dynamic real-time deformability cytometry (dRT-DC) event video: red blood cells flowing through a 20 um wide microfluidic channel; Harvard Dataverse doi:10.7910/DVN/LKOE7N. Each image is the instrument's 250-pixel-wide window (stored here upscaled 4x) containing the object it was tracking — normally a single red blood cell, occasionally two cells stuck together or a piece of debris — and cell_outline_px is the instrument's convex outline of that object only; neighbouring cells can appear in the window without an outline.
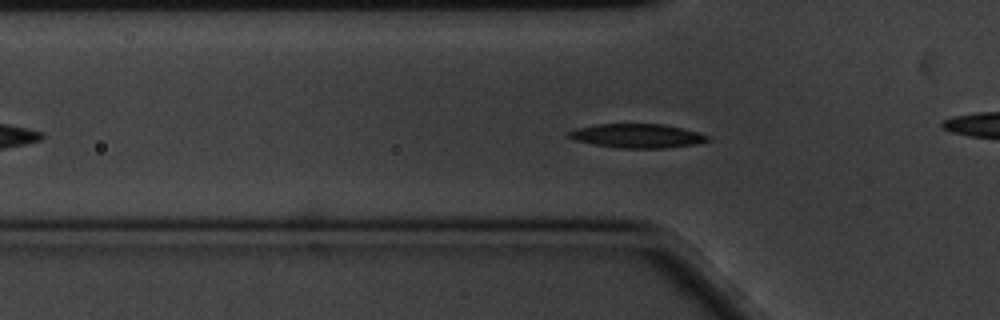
{"species": "common noctule bat (a hibernating species)", "species_latin": "Nyctalus noctula", "temperature_condition": "cold", "stored_images_in_passage": 45, "camera_frame_rate_fps": 3000, "um_per_image_px": 0.085, "animal": {"sex": "male", "body_mass_g": 20.1, "forearm_length_mm": 53.5}, "frame": {"image": 1, "passage_image": 14, "time_ms": 4.333, "image_size_px": [1000, 320], "cell_outline_px": [[712, 140], [696, 144], [664, 148], [616, 148], [572, 140], [568, 136], [568, 132], [576, 128], [596, 124], [664, 124], [712, 136]], "centroid_in_image_um": [54.16, 11.55], "position_along_channel_um": 71.6, "area_um2": 19.54}}
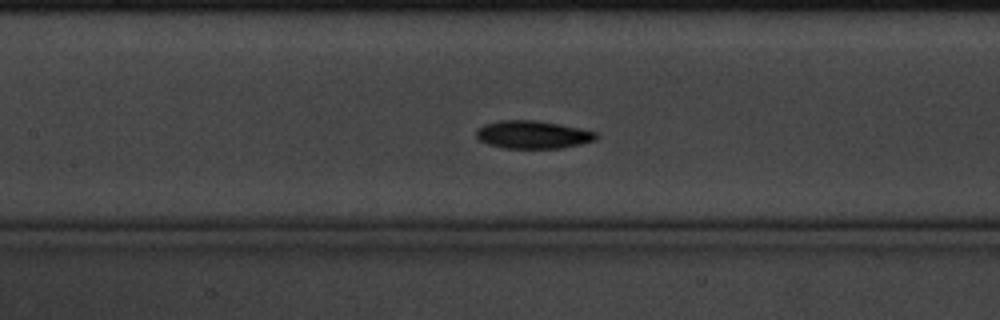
{"frame": {"image": 2, "passage_image": 22, "time_ms": 7.0, "image_size_px": [1000, 320], "cell_outline_px": [[600, 136], [596, 140], [564, 148], [504, 148], [488, 144], [480, 140], [476, 136], [476, 132], [484, 124], [500, 120], [536, 120], [560, 124], [596, 132]], "centroid_in_image_um": [45.32, 11.44], "position_along_channel_um": 162.1, "area_um2": 19.48}}
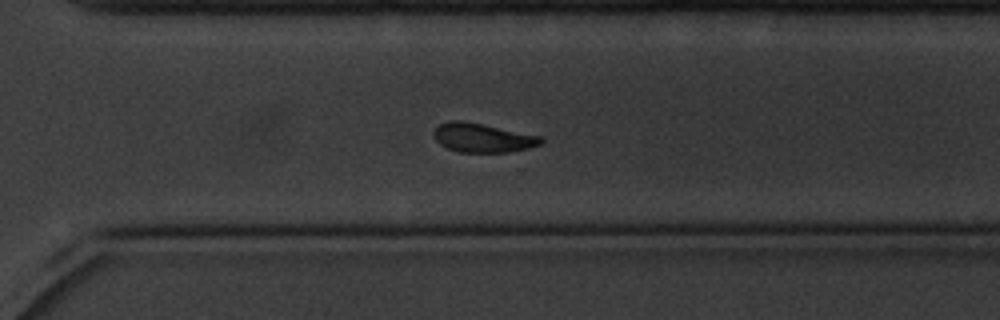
{"frame": {"image": 3, "passage_image": 37, "time_ms": 12.0, "image_size_px": [1000, 320], "cell_outline_px": [[544, 140], [540, 144], [528, 148], [508, 152], [460, 152], [448, 148], [440, 144], [436, 140], [432, 132], [440, 124], [448, 120], [460, 120], [540, 136]], "centroid_in_image_um": [40.98, 11.71], "position_along_channel_um": 329.6, "area_um2": 17.8}, "authors_computed_cell_mechanics": {"area_um2": 19.4208, "velocity_mm_per_s": 3.3621, "shape_relaxation_time_tau1_ms": 6.1847, "shape_relaxation_time_tau2_ms": null, "deformation_change_tau1": 0.2186, "deformation_change_tau2": null}}